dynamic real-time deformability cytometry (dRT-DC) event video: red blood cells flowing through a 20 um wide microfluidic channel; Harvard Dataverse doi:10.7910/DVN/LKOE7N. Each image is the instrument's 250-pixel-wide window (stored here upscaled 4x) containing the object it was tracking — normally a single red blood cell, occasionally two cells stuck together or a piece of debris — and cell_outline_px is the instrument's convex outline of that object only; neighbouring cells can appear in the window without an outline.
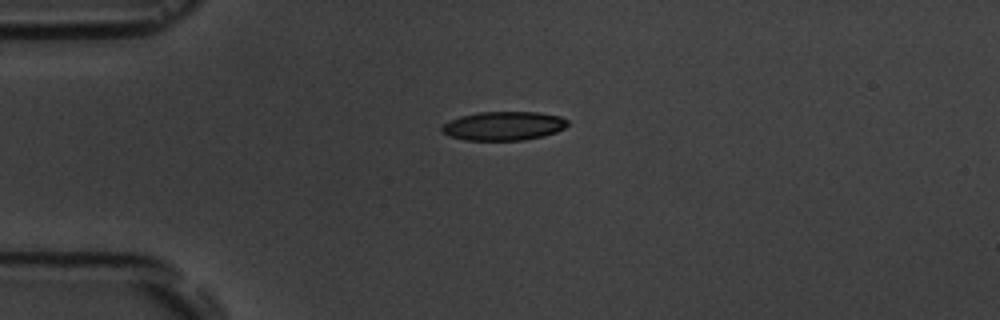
{"species": "common noctule bat (a hibernating species)", "species_latin": "Nyctalus noctula", "temperature_condition": "room temperature", "stored_images_in_passage": 13, "camera_frame_rate_fps": 3000, "um_per_image_px": 0.085, "animal": {"sex": "male", "body_mass_g": 19.5, "forearm_length_mm": 54.6}, "frame": {"image": 1, "passage_image": 1, "time_ms": 0.0, "image_size_px": [1000, 320], "cell_outline_px": [[568, 124], [564, 128], [556, 132], [544, 136], [524, 140], [464, 140], [448, 136], [440, 132], [440, 128], [444, 124], [460, 116], [476, 112], [536, 112], [560, 116], [568, 120]], "centroid_in_image_um": [42.79, 10.71], "position_along_channel_um": 42.2, "area_um2": 21.27}}
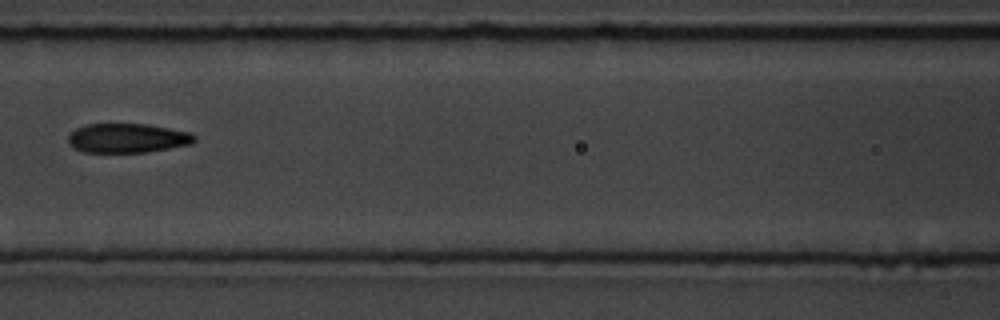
{"frame": {"image": 2, "passage_image": 4, "time_ms": 3.667, "image_size_px": [1000, 320], "cell_outline_px": [[196, 140], [192, 144], [144, 152], [84, 152], [72, 148], [68, 144], [68, 136], [76, 128], [84, 124], [148, 124], [192, 132], [196, 136]], "centroid_in_image_um": [10.83, 11.73], "position_along_channel_um": 155.8, "area_um2": 21.73}}
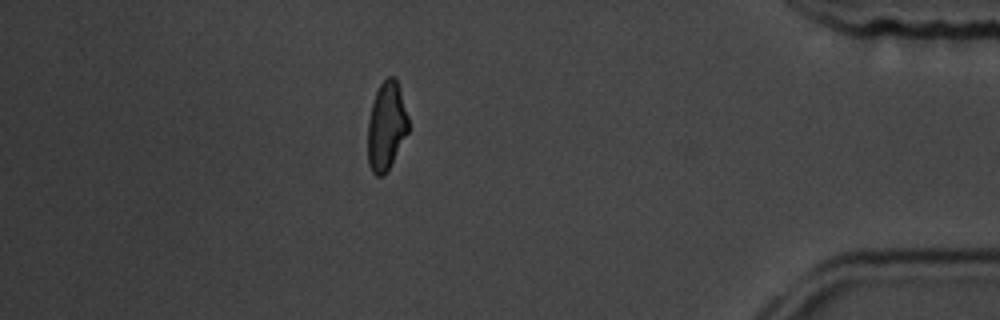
{"frame": {"image": 3, "passage_image": 11, "time_ms": 11.333, "image_size_px": [1000, 320], "cell_outline_px": [[408, 132], [388, 172], [384, 176], [376, 176], [372, 172], [368, 164], [368, 120], [372, 104], [376, 92], [380, 84], [388, 76], [396, 76], [400, 88], [408, 116]], "centroid_in_image_um": [32.85, 10.74], "position_along_channel_um": 402.4, "area_um2": 21.15}, "authors_computed_cell_mechanics": {"area_um2": 21.675, "velocity_mm_per_s": 3.7763, "shape_relaxation_time_tau1_ms": 3.5717, "shape_relaxation_time_tau2_ms": 2.0468, "deformation_change_tau1": 0.1286, "deformation_change_tau2": 0.0733}}